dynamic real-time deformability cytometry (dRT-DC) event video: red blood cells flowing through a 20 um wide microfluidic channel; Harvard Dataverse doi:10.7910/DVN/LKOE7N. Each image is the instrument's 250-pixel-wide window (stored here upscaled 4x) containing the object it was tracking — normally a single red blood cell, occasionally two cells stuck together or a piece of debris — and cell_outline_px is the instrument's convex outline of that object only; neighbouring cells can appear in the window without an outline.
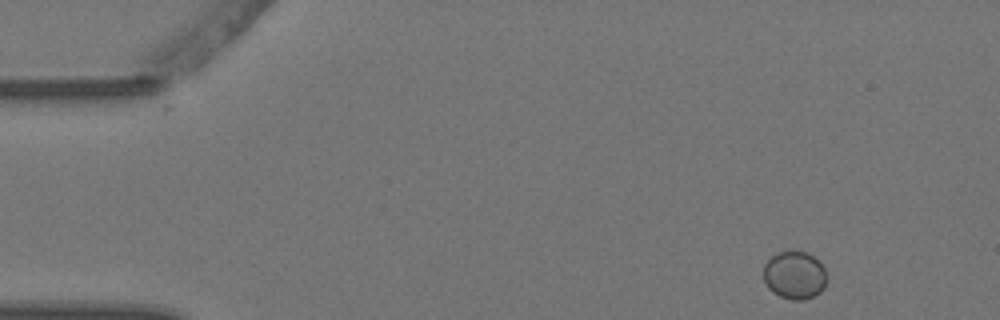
{"species": "Egyptian fruit bat (a non-hibernating species)", "species_latin": "Rousettus aegyptiacus", "temperature_condition": "warm", "stored_images_in_passage": 4, "camera_frame_rate_fps": 3000, "um_per_image_px": 0.085, "animal": {"sex": "female"}, "frame": {"image": 1, "passage_image": 1, "time_ms": 0.0, "image_size_px": [1000, 320], "cell_outline_px": [[824, 288], [820, 292], [804, 300], [792, 300], [780, 296], [772, 292], [768, 288], [764, 280], [764, 264], [776, 252], [808, 252], [820, 260], [824, 268]], "centroid_in_image_um": [67.52, 23.39], "position_along_channel_um": 17.5, "area_um2": 17.57}}
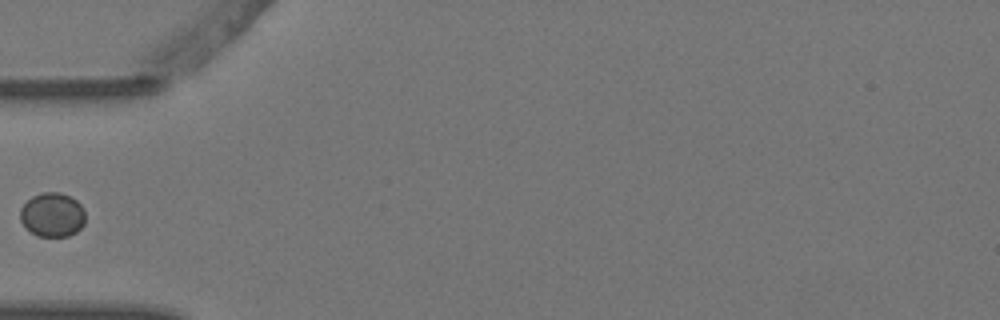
{"frame": {"image": 2, "passage_image": 4, "time_ms": 1.0, "image_size_px": [1000, 320], "cell_outline_px": [[84, 224], [76, 232], [68, 236], [40, 236], [32, 232], [20, 220], [20, 208], [32, 196], [44, 192], [60, 192], [76, 200], [84, 208]], "centroid_in_image_um": [4.46, 18.24], "position_along_channel_um": 80.5, "area_um2": 16.59}}